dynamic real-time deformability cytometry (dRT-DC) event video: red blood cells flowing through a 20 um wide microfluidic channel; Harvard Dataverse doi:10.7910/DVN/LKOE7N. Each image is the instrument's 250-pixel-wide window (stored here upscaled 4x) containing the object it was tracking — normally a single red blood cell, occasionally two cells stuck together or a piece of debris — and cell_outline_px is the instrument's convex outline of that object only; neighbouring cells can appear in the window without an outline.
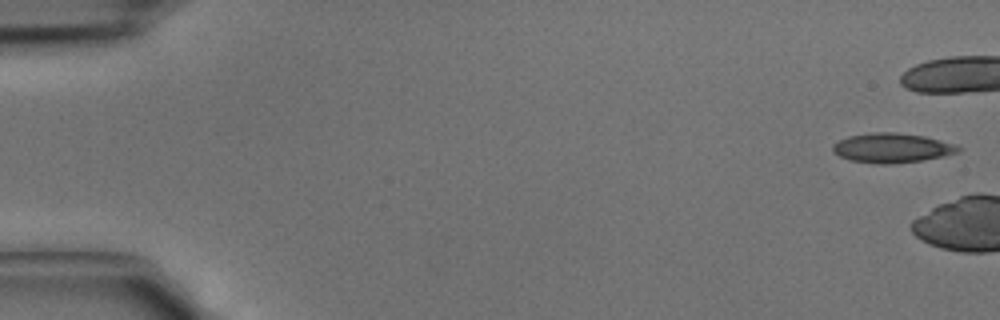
{"species": "common noctule bat (a hibernating species)", "species_latin": "Nyctalus noctula", "temperature_condition": "cold", "stored_images_in_passage": 4, "camera_frame_rate_fps": 3000, "um_per_image_px": 0.085, "animal": {"sex": "male", "body_mass_g": 15.6}, "frame": {"image": 1, "passage_image": 1, "time_ms": 0.0, "image_size_px": [1000, 320], "cell_outline_px": [[960, 152], [944, 156], [920, 160], [892, 164], [876, 164], [852, 160], [840, 156], [832, 148], [832, 144], [848, 136], [876, 132], [896, 132], [924, 136], [956, 144], [960, 148]], "centroid_in_image_um": [75.84, 12.57], "position_along_channel_um": 9.2, "area_um2": 21.44}}